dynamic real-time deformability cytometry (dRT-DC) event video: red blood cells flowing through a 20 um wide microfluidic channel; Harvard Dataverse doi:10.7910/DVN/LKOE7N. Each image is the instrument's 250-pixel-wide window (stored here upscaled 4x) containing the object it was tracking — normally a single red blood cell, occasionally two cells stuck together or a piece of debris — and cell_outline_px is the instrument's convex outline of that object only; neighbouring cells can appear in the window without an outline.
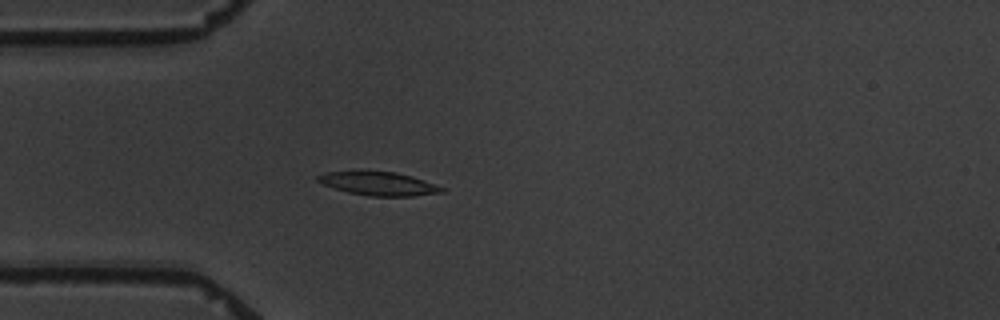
{"species": "common noctule bat (a hibernating species)", "species_latin": "Nyctalus noctula", "temperature_condition": "warm", "stored_images_in_passage": 1, "camera_frame_rate_fps": 3000, "um_per_image_px": 0.085, "animal": {"sex": "male", "body_mass_g": 19.5, "forearm_length_mm": 54.6}, "frame": {"image": 1, "passage_image": 1, "time_ms": 0.0, "image_size_px": [1000, 320], "cell_outline_px": [[448, 188], [444, 192], [412, 196], [368, 196], [348, 192], [324, 184], [316, 180], [316, 176], [328, 172], [360, 168], [396, 172], [412, 176]], "centroid_in_image_um": [32.18, 15.56], "position_along_channel_um": 52.8, "area_um2": 17.74}}